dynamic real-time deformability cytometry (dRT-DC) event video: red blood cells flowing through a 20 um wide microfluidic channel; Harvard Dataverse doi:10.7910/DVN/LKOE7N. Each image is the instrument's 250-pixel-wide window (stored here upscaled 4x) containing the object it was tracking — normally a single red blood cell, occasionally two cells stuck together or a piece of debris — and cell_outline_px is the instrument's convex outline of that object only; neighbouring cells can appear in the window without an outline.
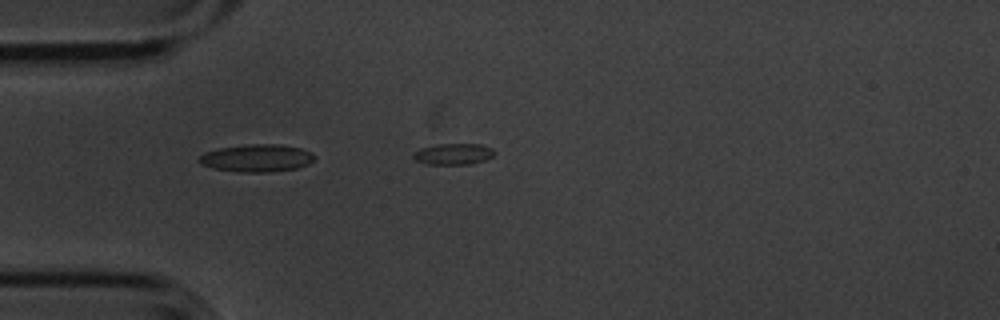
{"species": "common noctule bat (a hibernating species)", "species_latin": "Nyctalus noctula", "temperature_condition": "cold", "stored_images_in_passage": 15, "camera_frame_rate_fps": 3000, "um_per_image_px": 0.085, "animal": {"sex": "male", "body_mass_g": 20.1, "forearm_length_mm": 53.5}, "frame": {"image": 1, "passage_image": 4, "time_ms": 1.0, "image_size_px": [1000, 320], "cell_outline_px": [[496, 152], [492, 156], [484, 160], [468, 164], [424, 164], [416, 160], [412, 156], [412, 152], [420, 148], [436, 144], [480, 144], [492, 148]], "centroid_in_image_um": [38.5, 13.08], "position_along_channel_um": 46.5, "area_um2": 10.06}}
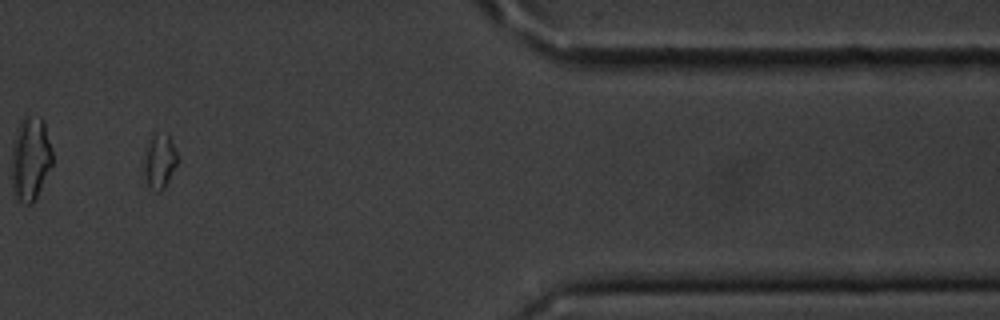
{"frame": {"image": 2, "passage_image": 13, "time_ms": 4.0, "image_size_px": [1000, 320], "cell_outline_px": [[180, 160], [164, 188], [160, 192], [156, 192], [140, 176], [140, 160], [148, 140], [156, 132], [168, 132]], "centroid_in_image_um": [13.49, 13.68], "position_along_channel_um": 397.9, "area_um2": 11.79}}